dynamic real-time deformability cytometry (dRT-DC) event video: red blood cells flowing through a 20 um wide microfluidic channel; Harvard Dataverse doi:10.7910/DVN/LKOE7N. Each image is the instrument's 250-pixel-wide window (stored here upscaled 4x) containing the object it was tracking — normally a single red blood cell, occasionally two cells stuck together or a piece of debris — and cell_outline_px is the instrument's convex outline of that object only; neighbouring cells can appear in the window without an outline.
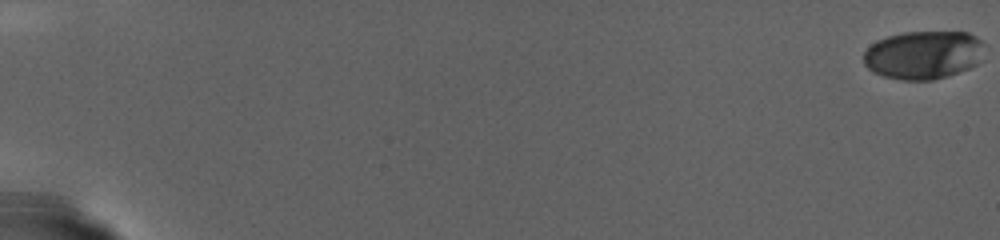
{"species": "human", "species_latin": "Homo sapiens", "temperature_condition": "warm", "stored_images_in_passage": 89, "camera_frame_rate_fps": 3000, "um_per_image_px": 0.085, "donor": {"sex": "female"}, "frame": {"image": 1, "passage_image": 1, "time_ms": 0.0, "image_size_px": [1000, 240], "cell_outline_px": [[984, 48], [976, 64], [968, 68], [948, 76], [932, 80], [900, 80], [884, 76], [872, 72], [864, 64], [864, 52], [876, 40], [888, 36], [904, 32], [968, 32], [976, 36], [984, 44]], "centroid_in_image_um": [78.47, 4.66], "position_along_channel_um": 6.5, "area_um2": 34.04}}
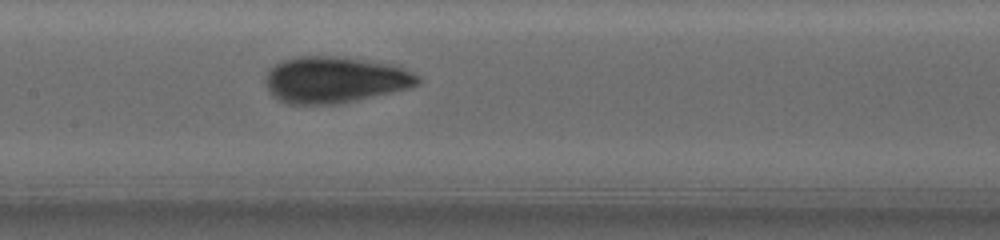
{"frame": {"image": 2, "passage_image": 56, "time_ms": 18.333, "image_size_px": [1000, 240], "cell_outline_px": [[420, 84], [408, 88], [392, 92], [356, 100], [336, 104], [288, 104], [272, 96], [268, 92], [268, 72], [280, 60], [296, 56], [336, 56], [364, 60], [388, 64], [404, 68], [420, 76]], "centroid_in_image_um": [28.47, 6.78], "position_along_channel_um": 178.9, "area_um2": 40.86}}
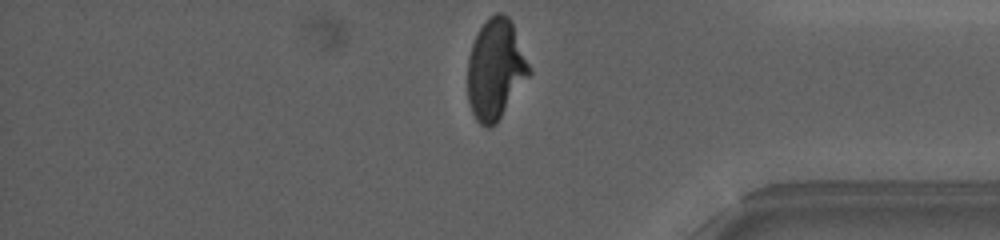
{"frame": {"image": 3, "passage_image": 89, "time_ms": 29.333, "image_size_px": [1000, 240], "cell_outline_px": [[532, 72], [496, 124], [488, 128], [480, 124], [476, 120], [472, 112], [468, 100], [468, 56], [472, 44], [480, 28], [496, 12], [504, 12], [512, 20], [532, 68]], "centroid_in_image_um": [42.15, 5.88], "position_along_channel_um": 393.1, "area_um2": 36.18}}